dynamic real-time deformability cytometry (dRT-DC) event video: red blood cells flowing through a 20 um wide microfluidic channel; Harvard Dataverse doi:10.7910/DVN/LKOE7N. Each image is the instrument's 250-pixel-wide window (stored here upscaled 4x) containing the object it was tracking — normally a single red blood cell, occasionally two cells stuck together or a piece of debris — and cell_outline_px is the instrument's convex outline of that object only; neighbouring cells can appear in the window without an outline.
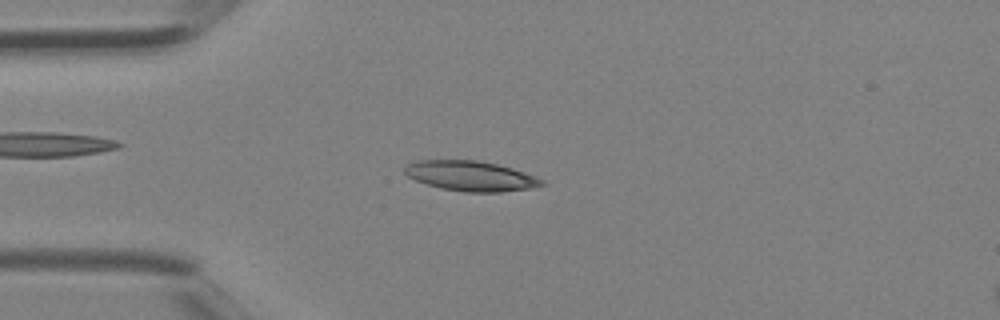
{"species": "Egyptian fruit bat (a non-hibernating species)", "species_latin": "Rousettus aegyptiacus", "temperature_condition": "room temperature", "stored_images_in_passage": 16, "camera_frame_rate_fps": 3000, "um_per_image_px": 0.085, "animal": {"sex": "female"}, "frame": {"image": 1, "passage_image": 3, "time_ms": 0.667, "image_size_px": [1000, 320], "cell_outline_px": [[544, 184], [528, 188], [500, 192], [464, 192], [440, 188], [416, 180], [408, 176], [404, 172], [404, 168], [408, 164], [416, 160], [480, 160], [512, 168], [536, 176], [544, 180]], "centroid_in_image_um": [40.0, 14.95], "position_along_channel_um": 45.0, "area_um2": 23.87}}
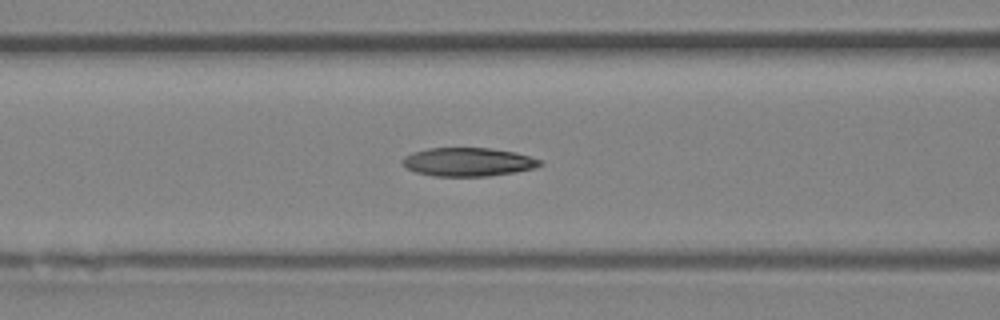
{"frame": {"image": 2, "passage_image": 9, "time_ms": 2.667, "image_size_px": [1000, 320], "cell_outline_px": [[544, 164], [532, 168], [516, 172], [488, 176], [432, 176], [416, 172], [404, 168], [404, 156], [412, 152], [428, 148], [492, 148], [516, 152], [540, 160]], "centroid_in_image_um": [39.77, 13.76], "position_along_channel_um": 126.8, "area_um2": 22.89}}
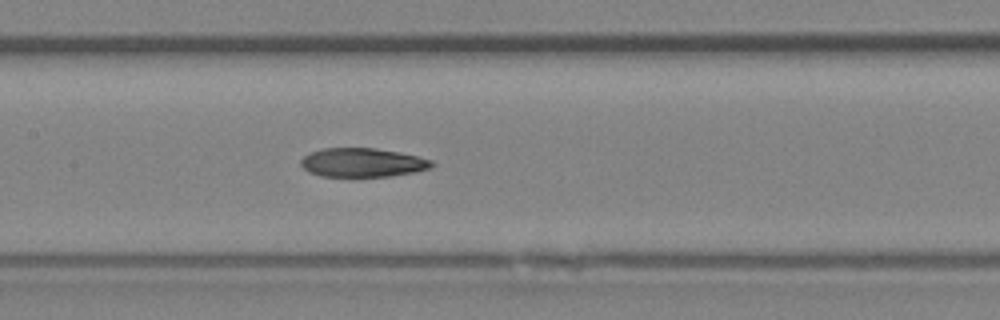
{"frame": {"image": 3, "passage_image": 12, "time_ms": 3.667, "image_size_px": [1000, 320], "cell_outline_px": [[436, 164], [432, 168], [416, 172], [392, 176], [320, 176], [308, 172], [300, 164], [300, 160], [304, 156], [312, 152], [324, 148], [376, 148], [400, 152], [432, 160]], "centroid_in_image_um": [30.85, 13.82], "position_along_channel_um": 176.6, "area_um2": 22.14}}